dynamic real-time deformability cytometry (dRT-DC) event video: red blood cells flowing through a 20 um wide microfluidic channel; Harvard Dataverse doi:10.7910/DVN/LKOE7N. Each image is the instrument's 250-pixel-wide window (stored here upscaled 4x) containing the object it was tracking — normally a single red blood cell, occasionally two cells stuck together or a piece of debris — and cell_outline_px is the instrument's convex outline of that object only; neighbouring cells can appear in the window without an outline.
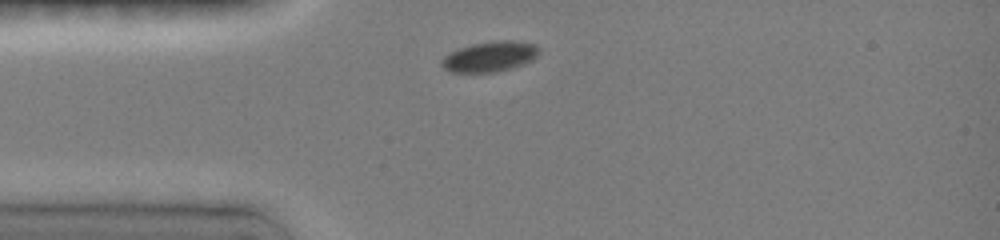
{"species": "common noctule bat (a hibernating species)", "species_latin": "Nyctalus noctula", "temperature_condition": "room temperature", "stored_images_in_passage": 31, "camera_frame_rate_fps": 3000, "um_per_image_px": 0.085, "animal": {"sex": "female", "body_mass_g": 19.0, "forearm_length_mm": 51.5}, "frame": {"image": 1, "passage_image": 1, "time_ms": 0.0, "image_size_px": [1000, 240], "cell_outline_px": [[540, 52], [536, 56], [520, 64], [508, 68], [492, 72], [452, 72], [440, 64], [440, 60], [448, 52], [472, 44], [496, 40], [520, 40], [536, 44]], "centroid_in_image_um": [41.61, 4.77], "position_along_channel_um": 43.4, "area_um2": 16.99}}
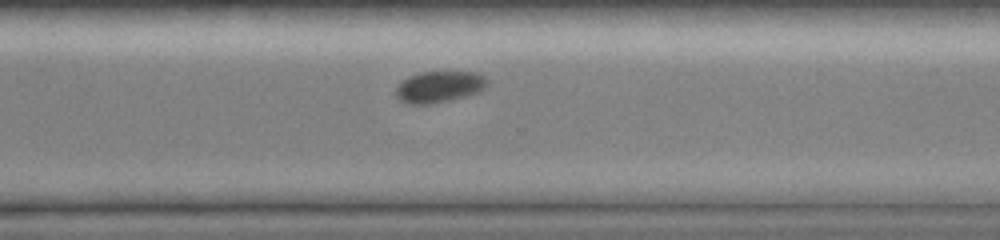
{"frame": {"image": 2, "passage_image": 26, "time_ms": 7.667, "image_size_px": [1000, 240], "cell_outline_px": [[488, 84], [480, 92], [448, 100], [428, 104], [408, 104], [400, 100], [396, 96], [396, 88], [408, 76], [420, 72], [476, 72], [484, 76], [488, 80]], "centroid_in_image_um": [37.35, 7.37], "position_along_channel_um": 333.3, "area_um2": 16.59}}
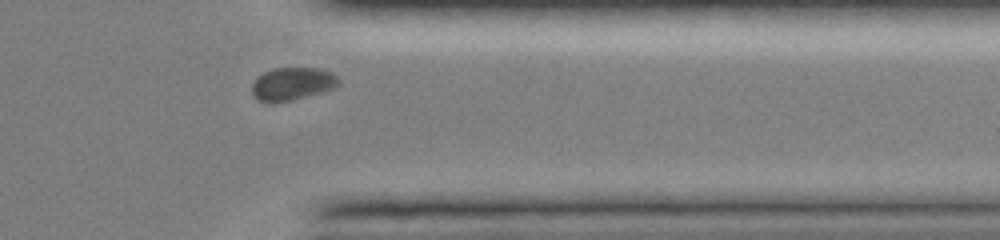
{"frame": {"image": 3, "passage_image": 28, "time_ms": 9.0, "image_size_px": [1000, 240], "cell_outline_px": [[340, 84], [332, 88], [320, 92], [288, 100], [260, 100], [252, 92], [252, 84], [264, 72], [272, 68], [316, 68], [332, 72], [340, 80]], "centroid_in_image_um": [24.89, 7.07], "position_along_channel_um": 386.5, "area_um2": 15.84}, "authors_computed_cell_mechanics": {"area_um2": 17.3978, "velocity_mm_per_s": 3.9454, "shape_relaxation_time_tau1_ms": 2.5839, "shape_relaxation_time_tau2_ms": null, "deformation_change_tau1": 0.0811, "deformation_change_tau2": null}}